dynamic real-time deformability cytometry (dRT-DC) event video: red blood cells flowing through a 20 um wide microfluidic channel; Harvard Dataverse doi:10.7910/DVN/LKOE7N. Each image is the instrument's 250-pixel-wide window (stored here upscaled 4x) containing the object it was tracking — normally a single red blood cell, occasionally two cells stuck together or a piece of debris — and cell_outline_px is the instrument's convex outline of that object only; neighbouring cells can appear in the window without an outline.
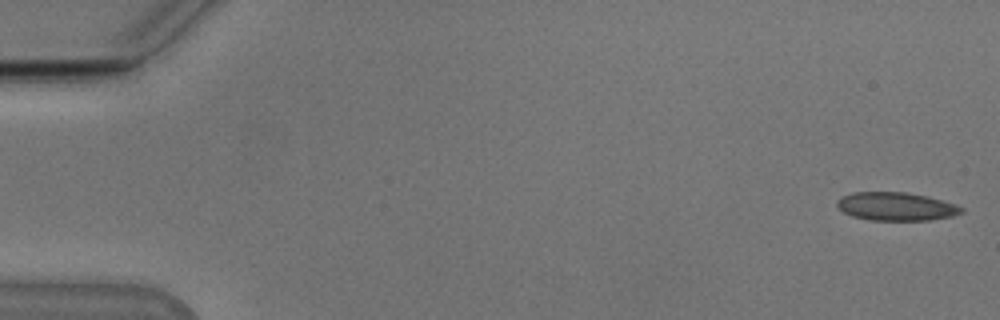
{"species": "Egyptian fruit bat (a non-hibernating species)", "species_latin": "Rousettus aegyptiacus", "temperature_condition": "cold", "stored_images_in_passage": 9, "camera_frame_rate_fps": 3000, "um_per_image_px": 0.085, "animal": {"sex": "male"}, "frame": {"image": 1, "passage_image": 1, "time_ms": 0.0, "image_size_px": [1000, 320], "cell_outline_px": [[964, 212], [952, 216], [928, 220], [872, 220], [852, 216], [844, 212], [836, 204], [836, 200], [852, 192], [904, 192], [924, 196], [956, 204], [964, 208]], "centroid_in_image_um": [76.17, 17.55], "position_along_channel_um": 8.8, "area_um2": 20.29}}